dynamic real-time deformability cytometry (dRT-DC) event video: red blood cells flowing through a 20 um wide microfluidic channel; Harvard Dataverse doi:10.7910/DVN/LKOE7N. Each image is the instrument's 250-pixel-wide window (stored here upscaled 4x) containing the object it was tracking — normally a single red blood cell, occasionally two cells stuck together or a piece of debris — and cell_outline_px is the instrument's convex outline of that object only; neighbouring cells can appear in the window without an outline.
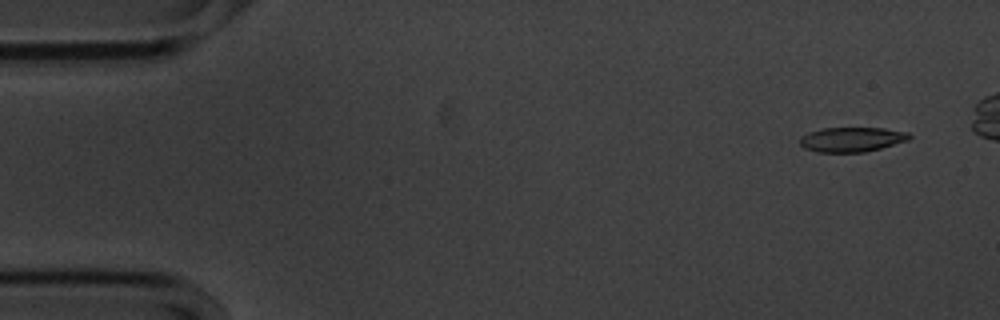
{"species": "common noctule bat (a hibernating species)", "species_latin": "Nyctalus noctula", "temperature_condition": "cold", "stored_images_in_passage": 10, "camera_frame_rate_fps": 3000, "um_per_image_px": 0.085, "animal": {"sex": "male", "body_mass_g": 20.1, "forearm_length_mm": 53.5}, "frame": {"image": 1, "passage_image": 4, "time_ms": 1.0, "image_size_px": [1000, 320], "cell_outline_px": [[908, 136], [888, 144], [876, 148], [856, 152], [832, 152], [812, 148], [820, 132], [832, 128], [872, 128], [892, 132]], "centroid_in_image_um": [72.61, 11.86], "position_along_channel_um": 12.4, "area_um2": 11.96}}